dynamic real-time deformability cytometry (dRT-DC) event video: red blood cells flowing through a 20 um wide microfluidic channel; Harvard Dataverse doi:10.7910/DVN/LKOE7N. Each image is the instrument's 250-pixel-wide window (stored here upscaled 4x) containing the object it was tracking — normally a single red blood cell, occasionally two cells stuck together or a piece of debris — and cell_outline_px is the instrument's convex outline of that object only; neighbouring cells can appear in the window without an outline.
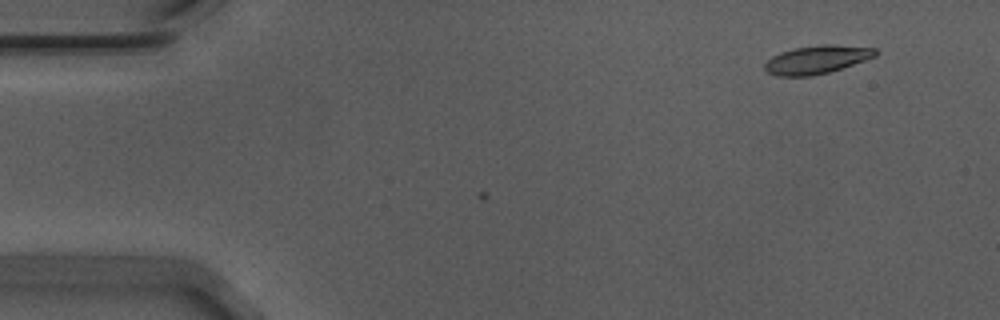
{"species": "Egyptian fruit bat (a non-hibernating species)", "species_latin": "Rousettus aegyptiacus", "temperature_condition": "warm", "stored_images_in_passage": 4, "camera_frame_rate_fps": 3000, "um_per_image_px": 0.085, "animal": {"sex": "male"}, "frame": {"image": 1, "passage_image": 1, "time_ms": 0.0, "image_size_px": [1000, 320], "cell_outline_px": [[880, 52], [876, 56], [828, 72], [812, 76], [776, 76], [768, 72], [764, 68], [764, 64], [772, 56], [780, 52], [792, 48], [816, 44], [832, 44], [876, 48]], "centroid_in_image_um": [69.41, 5.05], "position_along_channel_um": 15.6, "area_um2": 18.32}}